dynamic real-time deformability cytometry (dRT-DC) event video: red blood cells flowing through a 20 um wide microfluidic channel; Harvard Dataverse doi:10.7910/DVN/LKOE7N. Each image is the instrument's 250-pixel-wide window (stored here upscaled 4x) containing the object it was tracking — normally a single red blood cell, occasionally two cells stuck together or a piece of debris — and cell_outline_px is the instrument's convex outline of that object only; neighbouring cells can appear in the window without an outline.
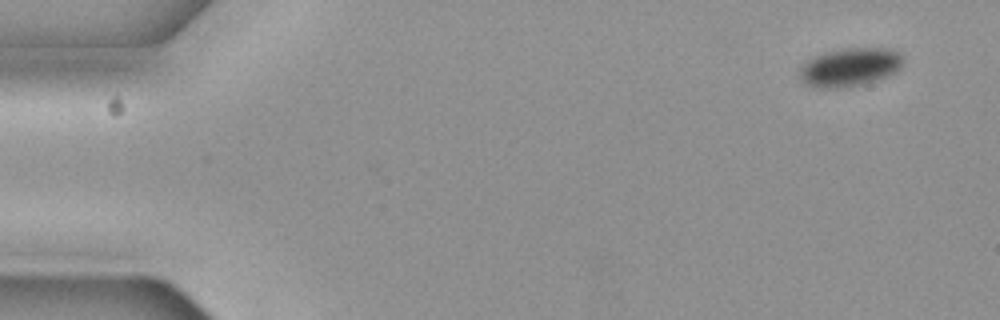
{"species": "common noctule bat (a hibernating species)", "species_latin": "Nyctalus noctula", "temperature_condition": "cold", "stored_images_in_passage": 52, "segment_of_instrument_passage": [1, 2], "camera_frame_rate_fps": 3000, "um_per_image_px": 0.085, "animal": {"sex": "female", "body_mass_g": 19.3, "forearm_length_mm": 54.1}, "frame": {"image": 1, "passage_image": 1, "time_ms": 0.0, "image_size_px": [1000, 320], "cell_outline_px": [[904, 64], [896, 72], [888, 76], [876, 80], [844, 88], [820, 88], [804, 84], [800, 80], [796, 72], [800, 64], [824, 52], [840, 48], [892, 48], [900, 52], [904, 56]], "centroid_in_image_um": [72.22, 5.7], "position_along_channel_um": 12.8, "area_um2": 23.87}}
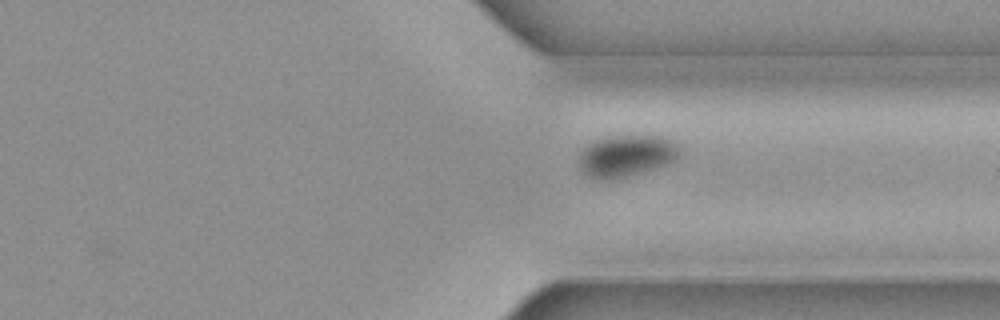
{"frame": {"image": 2, "passage_image": 40, "time_ms": 13.0, "image_size_px": [1000, 320], "cell_outline_px": [[680, 156], [676, 160], [640, 172], [608, 180], [600, 180], [584, 172], [580, 168], [580, 152], [592, 140], [604, 136], [664, 136], [672, 140], [680, 148]], "centroid_in_image_um": [53.24, 13.21], "position_along_channel_um": 358.2, "area_um2": 24.22}}
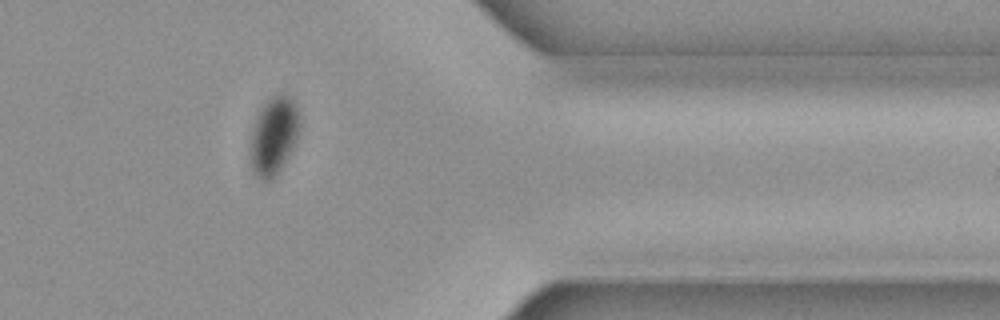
{"frame": {"image": 3, "passage_image": 44, "time_ms": 14.333, "image_size_px": [1000, 320], "cell_outline_px": [[300, 128], [296, 140], [292, 148], [276, 176], [272, 180], [260, 180], [252, 172], [248, 160], [248, 148], [256, 116], [260, 108], [276, 92], [284, 92], [292, 96], [296, 104], [300, 116]], "centroid_in_image_um": [23.24, 11.52], "position_along_channel_um": 388.2, "area_um2": 23.24}}